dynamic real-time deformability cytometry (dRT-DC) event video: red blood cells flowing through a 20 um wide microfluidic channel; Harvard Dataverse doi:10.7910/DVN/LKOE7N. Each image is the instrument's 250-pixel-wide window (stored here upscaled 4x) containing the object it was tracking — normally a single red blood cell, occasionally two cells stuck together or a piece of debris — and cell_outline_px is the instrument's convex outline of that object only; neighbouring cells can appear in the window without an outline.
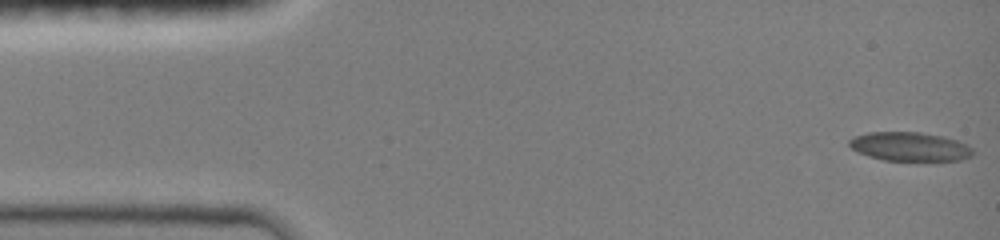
{"species": "common noctule bat (a hibernating species)", "species_latin": "Nyctalus noctula", "temperature_condition": "room temperature", "stored_images_in_passage": 6, "camera_frame_rate_fps": 3000, "um_per_image_px": 0.085, "animal": {"sex": "female", "body_mass_g": 19.0, "forearm_length_mm": 51.5}, "frame": {"image": 1, "passage_image": 1, "time_ms": 0.0, "image_size_px": [1000, 240], "cell_outline_px": [[972, 156], [960, 160], [884, 160], [868, 156], [852, 148], [848, 144], [848, 140], [856, 136], [868, 132], [920, 132], [940, 136], [956, 140], [972, 148]], "centroid_in_image_um": [77.31, 12.46], "position_along_channel_um": 7.7, "area_um2": 20.46}}
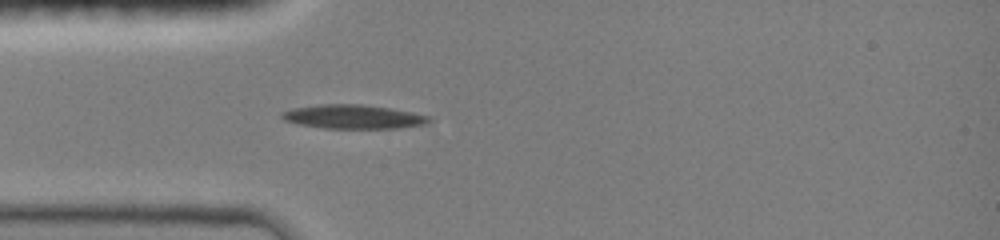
{"frame": {"image": 2, "passage_image": 6, "time_ms": 1.667, "image_size_px": [1000, 240], "cell_outline_px": [[432, 120], [424, 124], [400, 128], [324, 128], [300, 124], [284, 120], [280, 116], [280, 112], [292, 108], [320, 104], [360, 104], [388, 108], [412, 112], [432, 116]], "centroid_in_image_um": [30.03, 9.92], "position_along_channel_um": 55.0, "area_um2": 20.52}}